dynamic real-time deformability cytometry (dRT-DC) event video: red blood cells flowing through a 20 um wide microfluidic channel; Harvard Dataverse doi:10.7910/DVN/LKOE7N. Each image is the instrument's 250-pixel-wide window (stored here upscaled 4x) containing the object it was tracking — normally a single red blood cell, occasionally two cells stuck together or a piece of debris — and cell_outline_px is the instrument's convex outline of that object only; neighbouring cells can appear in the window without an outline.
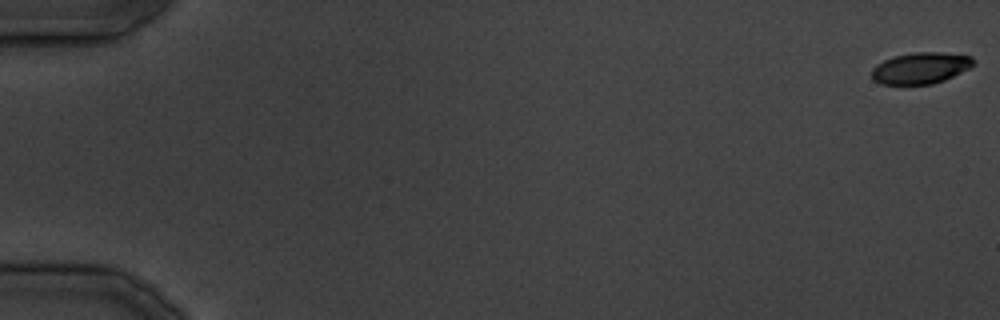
{"species": "common noctule bat (a hibernating species)", "species_latin": "Nyctalus noctula", "temperature_condition": "cold", "stored_images_in_passage": 28, "camera_frame_rate_fps": 3000, "um_per_image_px": 0.085, "animal": {"sex": "male", "body_mass_g": 19.5, "forearm_length_mm": 54.6}, "frame": {"image": 1, "passage_image": 1, "time_ms": 0.0, "image_size_px": [1000, 320], "cell_outline_px": [[972, 64], [968, 68], [944, 80], [932, 84], [880, 84], [872, 80], [872, 68], [876, 64], [892, 56], [912, 52], [940, 52], [972, 56]], "centroid_in_image_um": [78.18, 5.78], "position_along_channel_um": 6.8, "area_um2": 18.5}}
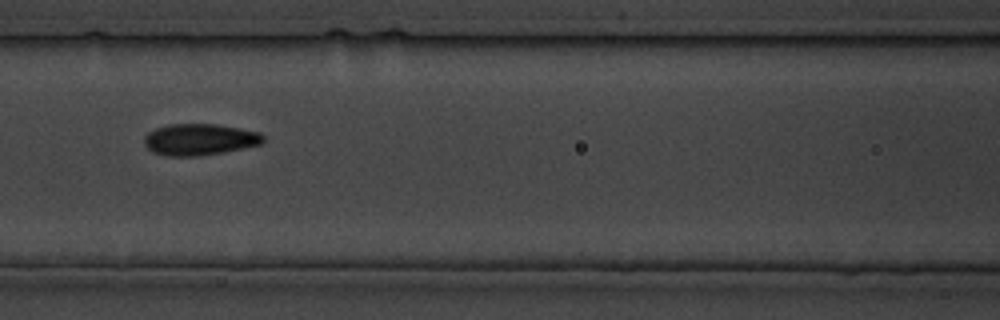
{"frame": {"image": 2, "passage_image": 18, "time_ms": 20.333, "image_size_px": [1000, 320], "cell_outline_px": [[264, 144], [224, 152], [196, 156], [168, 156], [152, 152], [144, 144], [144, 136], [148, 132], [156, 128], [168, 124], [216, 124], [260, 132], [264, 136]], "centroid_in_image_um": [16.98, 11.86], "position_along_channel_um": 149.6, "area_um2": 21.96}}
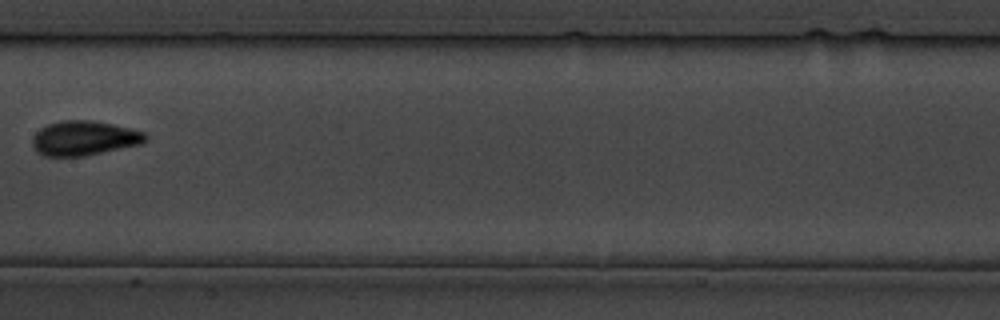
{"frame": {"image": 3, "passage_image": 20, "time_ms": 23.667, "image_size_px": [1000, 320], "cell_outline_px": [[148, 140], [140, 144], [84, 156], [44, 156], [36, 152], [32, 148], [32, 136], [40, 128], [48, 124], [64, 120], [92, 120], [112, 124], [144, 132], [148, 136]], "centroid_in_image_um": [7.11, 11.75], "position_along_channel_um": 200.3, "area_um2": 22.83}}